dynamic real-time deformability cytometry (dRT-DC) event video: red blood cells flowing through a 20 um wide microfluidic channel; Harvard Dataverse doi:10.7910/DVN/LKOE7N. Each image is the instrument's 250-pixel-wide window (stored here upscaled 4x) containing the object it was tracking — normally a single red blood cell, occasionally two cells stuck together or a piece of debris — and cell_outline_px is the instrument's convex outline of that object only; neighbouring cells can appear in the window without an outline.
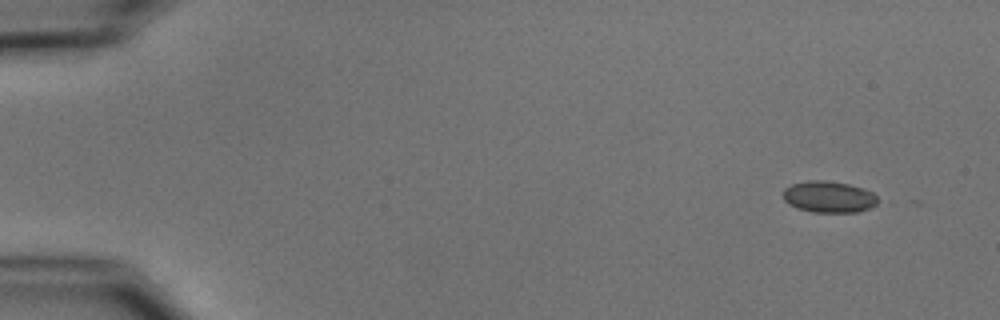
{"species": "common noctule bat (a hibernating species)", "species_latin": "Nyctalus noctula", "temperature_condition": "cold", "stored_images_in_passage": 7, "camera_frame_rate_fps": 3000, "um_per_image_px": 0.085, "animal": {"sex": "male", "body_mass_g": 15.6}, "frame": {"image": 1, "passage_image": 1, "time_ms": 0.0, "image_size_px": [1000, 320], "cell_outline_px": [[876, 204], [860, 212], [812, 212], [796, 208], [788, 204], [784, 200], [784, 188], [792, 184], [808, 180], [824, 180], [848, 184], [864, 188], [872, 192], [876, 196]], "centroid_in_image_um": [70.42, 16.73], "position_along_channel_um": 14.6, "area_um2": 17.34}}
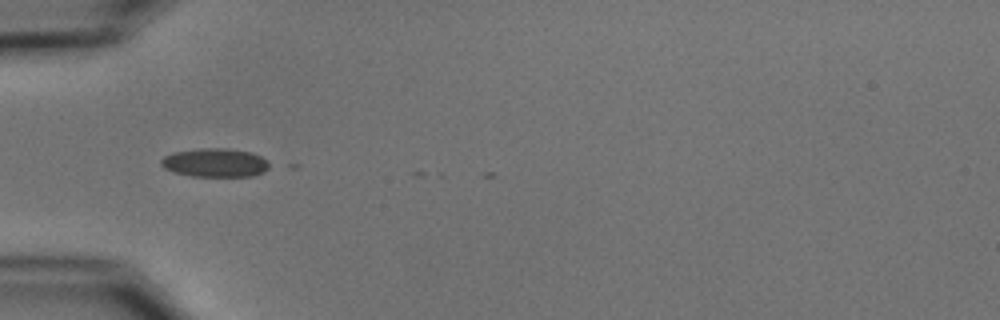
{"frame": {"image": 2, "passage_image": 5, "time_ms": 4.667, "image_size_px": [1000, 320], "cell_outline_px": [[276, 164], [264, 172], [252, 176], [192, 176], [176, 172], [164, 168], [160, 164], [160, 160], [164, 156], [172, 152], [200, 148], [224, 148], [252, 152]], "centroid_in_image_um": [18.35, 13.82], "position_along_channel_um": 66.7, "area_um2": 18.38}}